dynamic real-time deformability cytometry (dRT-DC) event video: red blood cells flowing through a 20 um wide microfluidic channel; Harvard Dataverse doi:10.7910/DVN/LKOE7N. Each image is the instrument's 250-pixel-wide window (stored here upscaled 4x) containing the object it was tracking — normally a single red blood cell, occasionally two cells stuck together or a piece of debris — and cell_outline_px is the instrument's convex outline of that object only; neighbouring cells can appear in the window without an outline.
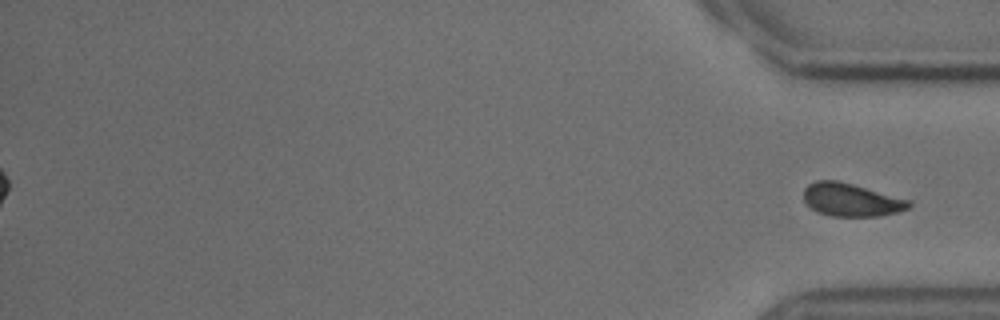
{"species": "common noctule bat (a hibernating species)", "species_latin": "Nyctalus noctula", "temperature_condition": "cold", "stored_images_in_passage": 55, "segment_of_instrument_passage": [2, 2], "camera_frame_rate_fps": 3000, "um_per_image_px": 0.085, "animal": {"sex": "male", "body_mass_g": 18.8}, "frame": {"image": 1, "passage_image": 55, "time_ms": 18.0, "image_size_px": [1000, 320], "cell_outline_px": [[912, 204], [908, 208], [900, 212], [880, 216], [832, 216], [816, 212], [804, 200], [804, 188], [808, 184], [816, 180], [836, 180], [852, 184], [908, 200]], "centroid_in_image_um": [72.32, 16.99], "position_along_channel_um": 362.9, "area_um2": 20.06}}